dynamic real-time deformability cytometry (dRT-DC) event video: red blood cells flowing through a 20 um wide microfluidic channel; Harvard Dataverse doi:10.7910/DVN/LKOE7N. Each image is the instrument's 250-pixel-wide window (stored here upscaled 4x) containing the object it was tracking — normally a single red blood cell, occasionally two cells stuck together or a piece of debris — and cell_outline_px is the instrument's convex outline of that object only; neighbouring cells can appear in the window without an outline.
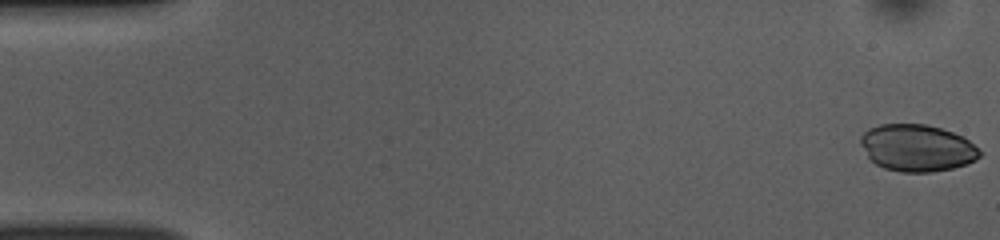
{"species": "common noctule bat (a hibernating species)", "species_latin": "Nyctalus noctula", "temperature_condition": "room temperature", "stored_images_in_passage": 48, "camera_frame_rate_fps": 3000, "um_per_image_px": 0.085, "animal": {"sex": "female", "body_mass_g": 10.0, "forearm_length_mm": 53.1}, "frame": {"image": 1, "passage_image": 1, "time_ms": 0.0, "image_size_px": [1000, 240], "cell_outline_px": [[984, 152], [976, 160], [952, 168], [932, 172], [900, 172], [884, 168], [876, 164], [868, 156], [860, 144], [860, 136], [868, 128], [880, 124], [924, 124], [940, 128], [952, 132], [968, 140]], "centroid_in_image_um": [77.94, 12.57], "position_along_channel_um": 7.1, "area_um2": 32.54}}